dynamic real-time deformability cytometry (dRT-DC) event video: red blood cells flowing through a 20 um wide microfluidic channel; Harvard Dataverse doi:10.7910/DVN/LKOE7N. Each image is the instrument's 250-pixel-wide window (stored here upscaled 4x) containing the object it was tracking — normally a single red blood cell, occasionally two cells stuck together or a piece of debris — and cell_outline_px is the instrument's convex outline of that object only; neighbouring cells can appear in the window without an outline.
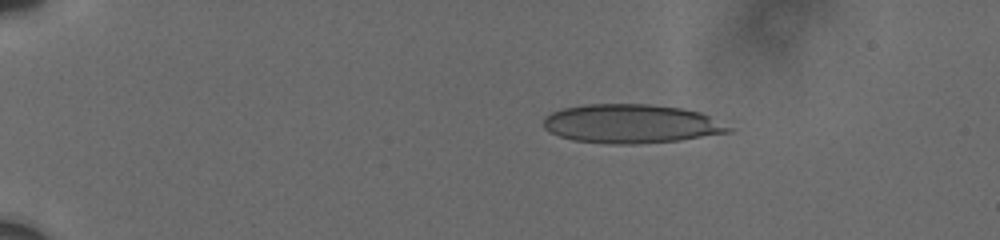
{"species": "human", "species_latin": "Homo sapiens", "temperature_condition": "cold", "stored_images_in_passage": 7, "camera_frame_rate_fps": 3000, "um_per_image_px": 0.085, "donor": {"sex": "male"}, "frame": {"image": 1, "passage_image": 4, "time_ms": 2.667, "image_size_px": [1000, 240], "cell_outline_px": [[732, 132], [680, 140], [636, 144], [608, 144], [572, 140], [548, 132], [544, 128], [544, 120], [552, 112], [564, 108], [584, 104], [652, 104], [680, 108], [700, 112], [732, 128]], "centroid_in_image_um": [53.64, 10.52], "position_along_channel_um": 31.4, "area_um2": 41.91}}